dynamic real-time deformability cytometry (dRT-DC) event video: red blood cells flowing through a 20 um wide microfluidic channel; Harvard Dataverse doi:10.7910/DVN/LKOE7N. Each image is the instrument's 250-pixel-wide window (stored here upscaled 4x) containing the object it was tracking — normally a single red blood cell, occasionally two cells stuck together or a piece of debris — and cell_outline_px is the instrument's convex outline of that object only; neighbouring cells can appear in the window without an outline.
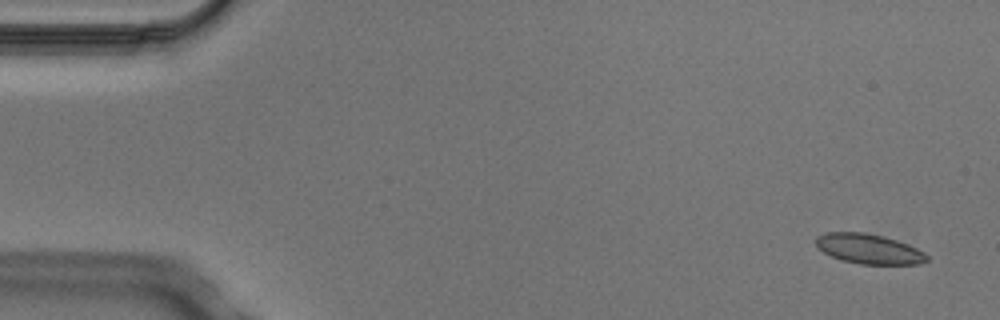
{"species": "Egyptian fruit bat (a non-hibernating species)", "species_latin": "Rousettus aegyptiacus", "temperature_condition": "cold", "stored_images_in_passage": 5, "camera_frame_rate_fps": 3000, "um_per_image_px": 0.085, "animal": {"sex": "male"}, "frame": {"image": 1, "passage_image": 1, "time_ms": 0.0, "image_size_px": [1000, 320], "cell_outline_px": [[928, 260], [920, 264], [860, 264], [840, 260], [824, 252], [816, 244], [816, 236], [828, 232], [864, 232], [884, 236], [908, 244], [924, 252], [928, 256]], "centroid_in_image_um": [73.87, 21.15], "position_along_channel_um": 11.1, "area_um2": 19.31}}
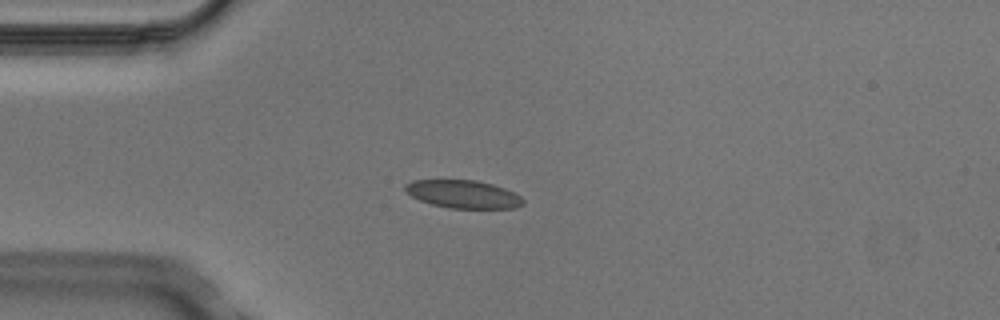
{"frame": {"image": 2, "passage_image": 4, "time_ms": 1.0, "image_size_px": [1000, 320], "cell_outline_px": [[524, 204], [516, 208], [448, 208], [432, 204], [420, 200], [412, 196], [404, 188], [404, 184], [412, 180], [476, 180], [492, 184], [504, 188], [520, 196], [524, 200]], "centroid_in_image_um": [39.37, 16.5], "position_along_channel_um": 45.6, "area_um2": 19.13}}